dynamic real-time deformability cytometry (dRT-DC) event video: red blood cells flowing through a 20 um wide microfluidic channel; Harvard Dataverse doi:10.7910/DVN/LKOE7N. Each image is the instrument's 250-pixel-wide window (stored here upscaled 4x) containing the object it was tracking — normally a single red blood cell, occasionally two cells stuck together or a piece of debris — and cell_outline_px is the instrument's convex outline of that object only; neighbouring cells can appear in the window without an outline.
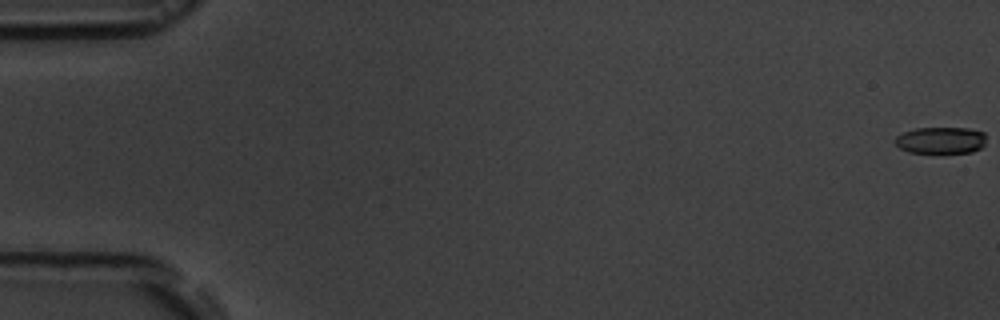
{"species": "common noctule bat (a hibernating species)", "species_latin": "Nyctalus noctula", "temperature_condition": "room temperature", "stored_images_in_passage": 6, "camera_frame_rate_fps": 3000, "um_per_image_px": 0.085, "animal": {"sex": "male", "body_mass_g": 19.5, "forearm_length_mm": 54.6}, "frame": {"image": 1, "passage_image": 1, "time_ms": 0.0, "image_size_px": [1000, 320], "cell_outline_px": [[984, 144], [980, 148], [972, 152], [908, 152], [900, 148], [896, 144], [896, 136], [904, 132], [916, 128], [968, 128], [984, 132]], "centroid_in_image_um": [79.96, 11.91], "position_along_channel_um": 5.0, "area_um2": 13.93}}
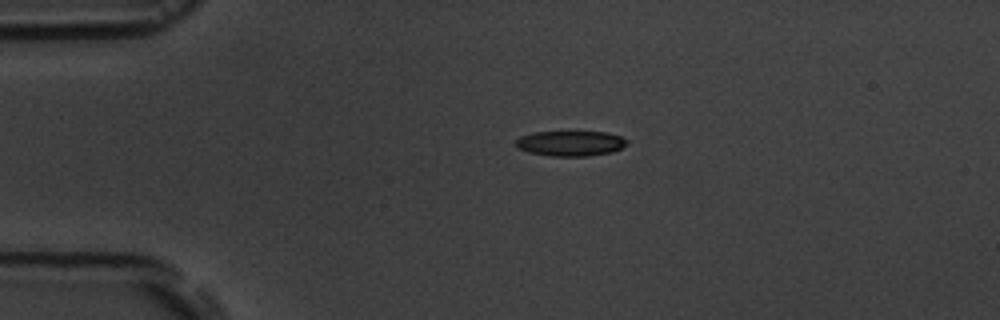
{"frame": {"image": 2, "passage_image": 5, "time_ms": 4.333, "image_size_px": [1000, 320], "cell_outline_px": [[628, 144], [612, 152], [588, 156], [548, 156], [528, 152], [516, 148], [516, 140], [520, 136], [532, 132], [608, 132], [620, 136], [628, 140]], "centroid_in_image_um": [48.48, 12.19], "position_along_channel_um": 36.5, "area_um2": 16.47}}